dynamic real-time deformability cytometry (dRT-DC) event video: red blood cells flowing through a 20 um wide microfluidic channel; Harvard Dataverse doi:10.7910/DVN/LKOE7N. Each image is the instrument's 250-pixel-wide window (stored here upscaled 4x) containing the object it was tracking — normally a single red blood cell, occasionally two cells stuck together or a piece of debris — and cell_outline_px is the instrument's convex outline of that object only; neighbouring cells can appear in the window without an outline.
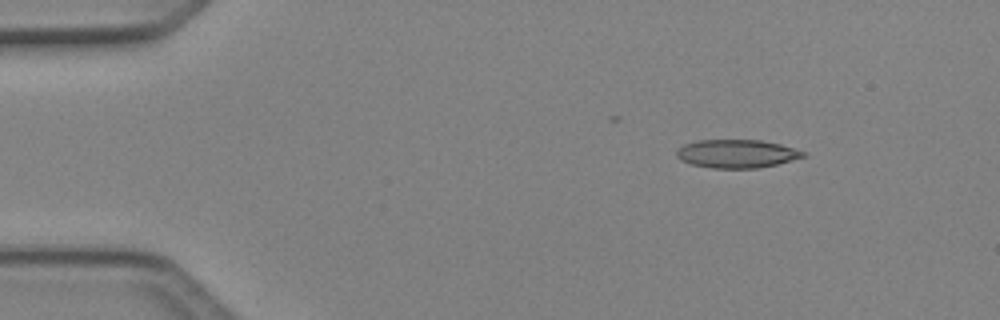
{"species": "Egyptian fruit bat (a non-hibernating species)", "species_latin": "Rousettus aegyptiacus", "temperature_condition": "cold", "stored_images_in_passage": 4, "camera_frame_rate_fps": 3000, "um_per_image_px": 0.085, "animal": {"sex": "female"}, "frame": {"image": 1, "passage_image": 2, "time_ms": 0.333, "image_size_px": [1000, 320], "cell_outline_px": [[808, 156], [776, 164], [756, 168], [712, 168], [692, 164], [680, 160], [676, 156], [676, 148], [684, 144], [696, 140], [760, 140], [780, 144], [808, 152]], "centroid_in_image_um": [62.62, 13.06], "position_along_channel_um": 22.4, "area_um2": 21.04}}